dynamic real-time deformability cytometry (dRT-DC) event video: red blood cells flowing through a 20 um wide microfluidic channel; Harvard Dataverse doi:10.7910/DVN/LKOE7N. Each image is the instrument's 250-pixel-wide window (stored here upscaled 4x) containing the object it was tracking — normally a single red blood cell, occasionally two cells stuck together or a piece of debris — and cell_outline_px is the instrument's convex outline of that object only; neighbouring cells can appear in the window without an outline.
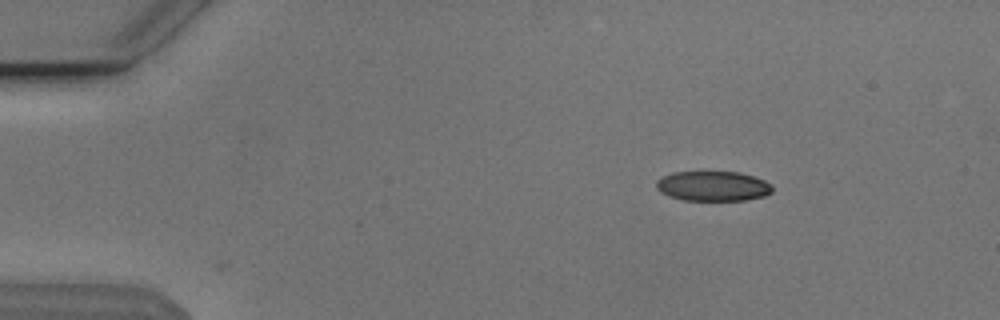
{"species": "Egyptian fruit bat (a non-hibernating species)", "species_latin": "Rousettus aegyptiacus", "temperature_condition": "cold", "stored_images_in_passage": 45, "camera_frame_rate_fps": 3000, "um_per_image_px": 0.085, "animal": {"sex": "male"}, "frame": {"image": 1, "passage_image": 1, "time_ms": 0.0, "image_size_px": [1000, 320], "cell_outline_px": [[772, 192], [764, 196], [744, 200], [684, 200], [668, 196], [660, 192], [656, 188], [656, 180], [672, 172], [740, 172], [764, 180], [772, 184]], "centroid_in_image_um": [60.59, 15.82], "position_along_channel_um": 24.4, "area_um2": 20.23}}
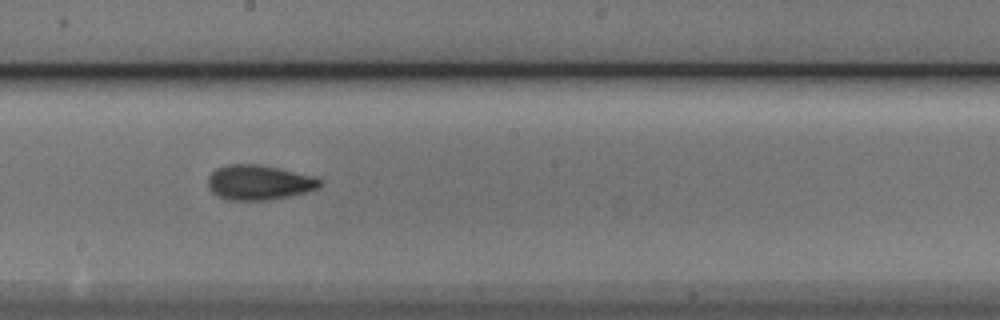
{"frame": {"image": 2, "passage_image": 23, "time_ms": 7.333, "image_size_px": [1000, 320], "cell_outline_px": [[324, 180], [320, 188], [288, 196], [268, 200], [228, 200], [216, 196], [208, 188], [208, 176], [216, 168], [228, 164], [256, 164], [316, 176]], "centroid_in_image_um": [22.01, 15.51], "position_along_channel_um": 226.2, "area_um2": 22.89}}
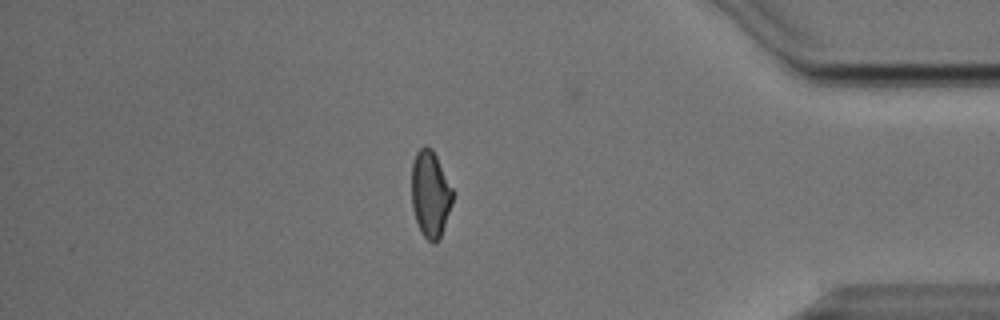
{"frame": {"image": 3, "passage_image": 39, "time_ms": 12.667, "image_size_px": [1000, 320], "cell_outline_px": [[452, 204], [440, 236], [432, 244], [420, 232], [412, 208], [412, 164], [416, 152], [424, 144], [432, 148], [452, 188]], "centroid_in_image_um": [36.56, 16.47], "position_along_channel_um": 398.6, "area_um2": 20.46}}